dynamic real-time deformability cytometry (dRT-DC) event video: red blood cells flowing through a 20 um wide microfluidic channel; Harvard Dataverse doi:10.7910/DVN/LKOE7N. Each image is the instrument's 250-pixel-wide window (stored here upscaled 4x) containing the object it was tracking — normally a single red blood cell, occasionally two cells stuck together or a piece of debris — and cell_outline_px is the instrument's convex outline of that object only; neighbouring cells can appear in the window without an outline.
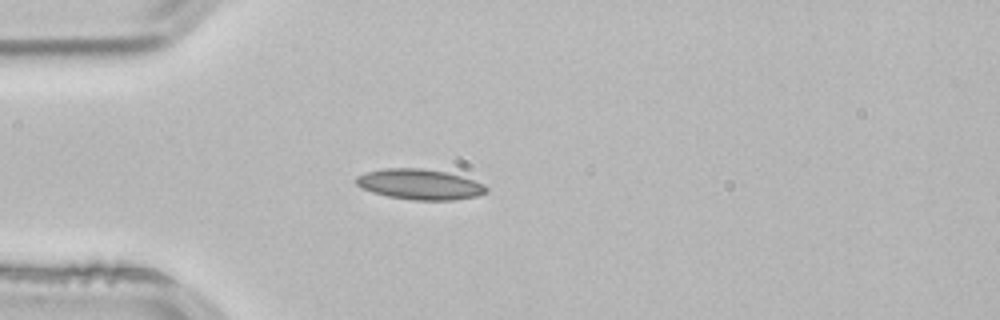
{"species": "common noctule bat (a hibernating species)", "species_latin": "Nyctalus noctula", "temperature_condition": "room temperature", "stored_images_in_passage": 2, "camera_frame_rate_fps": 3000, "um_per_image_px": 0.085, "animal": {"sex": "male", "body_mass_g": 21.5, "forearm_length_mm": 52.0}, "frame": {"image": 1, "passage_image": 2, "time_ms": 0.333, "image_size_px": [1000, 320], "cell_outline_px": [[488, 192], [476, 196], [452, 200], [412, 200], [388, 196], [372, 192], [356, 184], [356, 176], [364, 172], [384, 168], [420, 168], [448, 172], [484, 184], [488, 188]], "centroid_in_image_um": [35.67, 15.66], "position_along_channel_um": 49.3, "area_um2": 23.06}}